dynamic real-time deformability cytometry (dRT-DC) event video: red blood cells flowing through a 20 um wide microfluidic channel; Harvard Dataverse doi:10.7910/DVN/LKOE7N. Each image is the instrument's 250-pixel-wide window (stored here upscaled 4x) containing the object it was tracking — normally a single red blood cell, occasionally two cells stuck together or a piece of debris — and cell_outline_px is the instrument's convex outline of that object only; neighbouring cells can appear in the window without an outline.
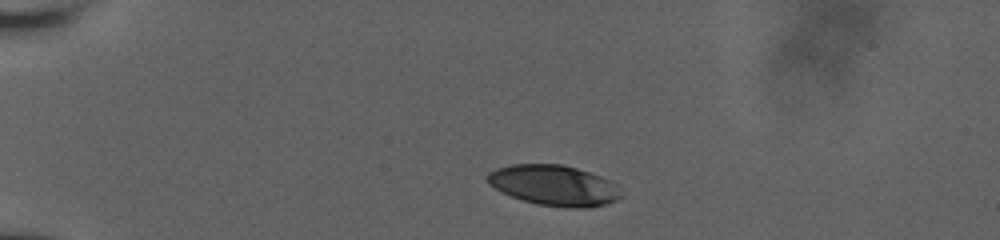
{"species": "human", "species_latin": "Homo sapiens", "temperature_condition": "room temperature", "stored_images_in_passage": 9, "camera_frame_rate_fps": 3000, "um_per_image_px": 0.085, "donor": {"sex": "male"}, "frame": {"image": 1, "passage_image": 1, "time_ms": 0.0, "image_size_px": [1000, 240], "cell_outline_px": [[624, 196], [616, 200], [604, 204], [588, 208], [568, 208], [540, 204], [524, 200], [512, 196], [488, 184], [484, 176], [488, 172], [496, 168], [512, 164], [560, 164], [576, 168], [612, 180], [616, 184]], "centroid_in_image_um": [47.1, 15.75], "position_along_channel_um": 37.9, "area_um2": 31.56}}
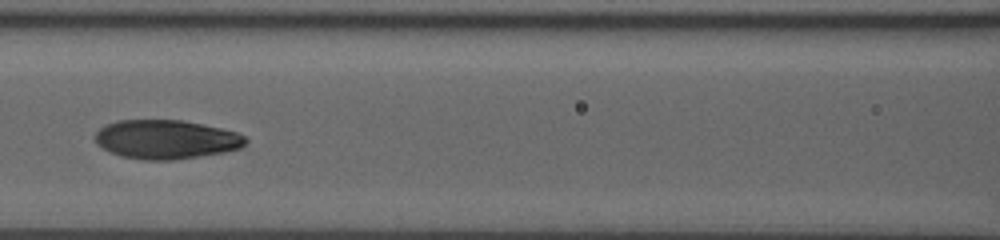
{"frame": {"image": 2, "passage_image": 6, "time_ms": 4.667, "image_size_px": [1000, 240], "cell_outline_px": [[248, 140], [240, 148], [224, 152], [200, 156], [172, 160], [140, 160], [120, 156], [96, 144], [96, 132], [100, 128], [116, 120], [180, 120], [220, 128], [236, 132], [244, 136]], "centroid_in_image_um": [14.1, 11.86], "position_along_channel_um": 152.5, "area_um2": 33.99}}
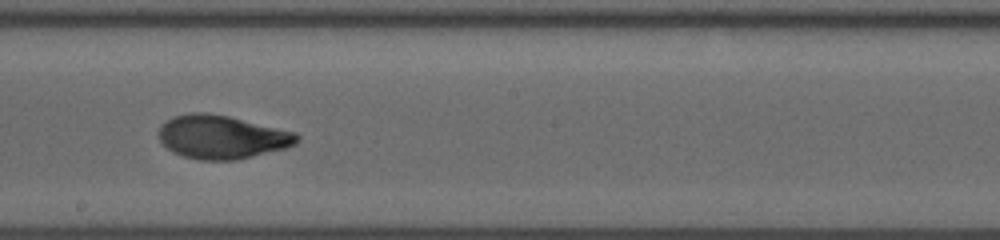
{"frame": {"image": 3, "passage_image": 8, "time_ms": 6.667, "image_size_px": [1000, 240], "cell_outline_px": [[300, 136], [296, 144], [284, 148], [236, 160], [200, 160], [184, 156], [172, 152], [160, 140], [160, 124], [172, 116], [192, 112], [208, 112], [228, 116], [296, 132]], "centroid_in_image_um": [18.84, 11.63], "position_along_channel_um": 229.4, "area_um2": 34.91}}